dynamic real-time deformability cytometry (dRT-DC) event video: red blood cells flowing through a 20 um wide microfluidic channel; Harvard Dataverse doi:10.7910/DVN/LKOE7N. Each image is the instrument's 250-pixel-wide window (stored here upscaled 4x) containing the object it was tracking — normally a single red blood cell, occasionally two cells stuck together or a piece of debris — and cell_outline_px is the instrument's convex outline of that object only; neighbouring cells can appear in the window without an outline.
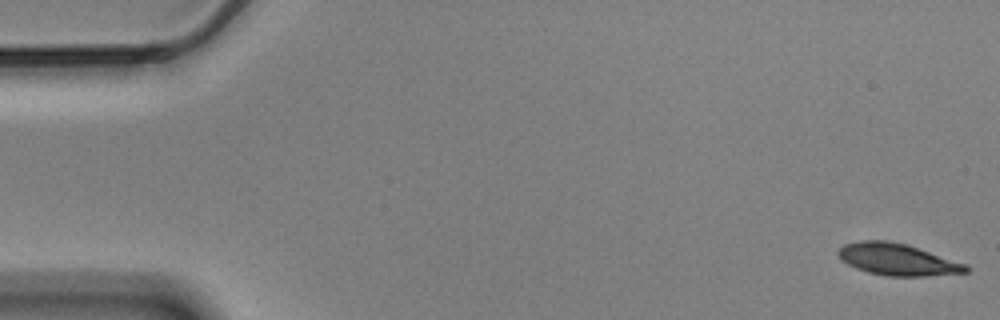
{"species": "Egyptian fruit bat (a non-hibernating species)", "species_latin": "Rousettus aegyptiacus", "temperature_condition": "cold", "stored_images_in_passage": 15, "camera_frame_rate_fps": 3000, "um_per_image_px": 0.085, "animal": {"sex": "male"}, "frame": {"image": 1, "passage_image": 1, "time_ms": 0.0, "image_size_px": [1000, 320], "cell_outline_px": [[968, 272], [924, 276], [888, 276], [868, 272], [856, 268], [840, 260], [836, 252], [844, 244], [860, 240], [884, 240], [904, 244], [964, 264], [968, 268]], "centroid_in_image_um": [76.18, 22.06], "position_along_channel_um": 8.8, "area_um2": 23.12}}